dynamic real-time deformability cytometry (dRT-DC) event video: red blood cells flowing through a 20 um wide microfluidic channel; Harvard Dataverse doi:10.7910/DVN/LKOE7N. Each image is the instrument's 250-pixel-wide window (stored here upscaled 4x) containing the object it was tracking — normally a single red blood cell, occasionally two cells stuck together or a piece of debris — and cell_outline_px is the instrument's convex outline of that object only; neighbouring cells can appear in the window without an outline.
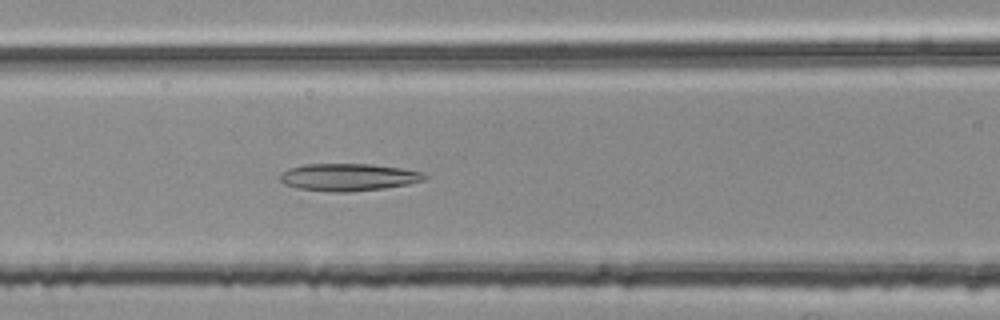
{"species": "common noctule bat (a hibernating species)", "species_latin": "Nyctalus noctula", "temperature_condition": "room temperature", "stored_images_in_passage": 39, "camera_frame_rate_fps": 3000, "um_per_image_px": 0.085, "animal": {"sex": "female", "body_mass_g": 25.1}, "frame": {"image": 1, "passage_image": 18, "time_ms": 5.667, "image_size_px": [1000, 320], "cell_outline_px": [[428, 176], [424, 180], [408, 184], [384, 188], [348, 192], [328, 192], [296, 188], [284, 184], [280, 180], [280, 176], [288, 168], [304, 164], [372, 164], [404, 168], [424, 172]], "centroid_in_image_um": [29.63, 15.06], "position_along_channel_um": 137.0, "area_um2": 23.24}}
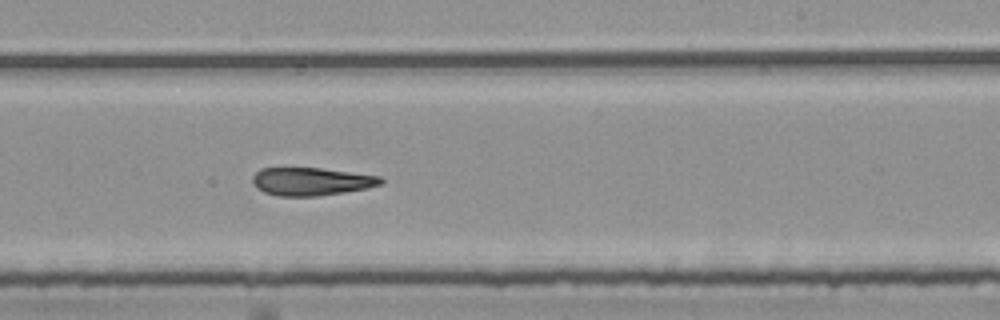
{"frame": {"image": 2, "passage_image": 28, "time_ms": 9.0, "image_size_px": [1000, 320], "cell_outline_px": [[384, 180], [380, 184], [368, 188], [344, 192], [316, 196], [276, 196], [264, 192], [256, 188], [252, 184], [252, 176], [260, 168], [320, 168], [380, 176]], "centroid_in_image_um": [26.41, 15.43], "position_along_channel_um": 262.6, "area_um2": 20.92}}
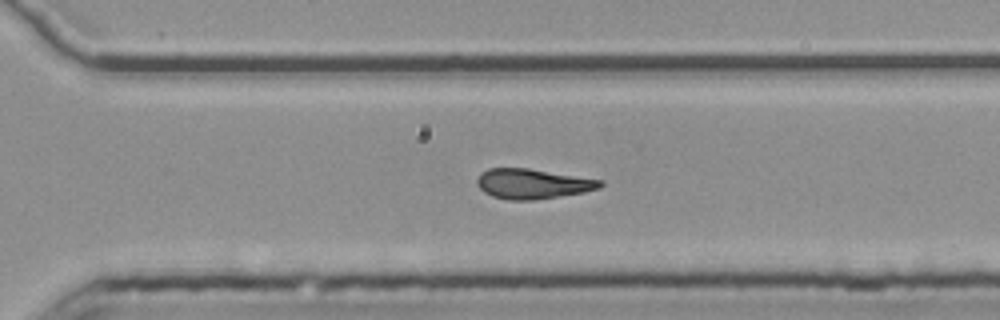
{"frame": {"image": 3, "passage_image": 33, "time_ms": 10.667, "image_size_px": [1000, 320], "cell_outline_px": [[604, 184], [600, 188], [584, 192], [536, 200], [508, 200], [492, 196], [484, 192], [476, 184], [476, 180], [480, 172], [488, 168], [528, 168], [600, 180]], "centroid_in_image_um": [45.22, 15.62], "position_along_channel_um": 325.4, "area_um2": 21.5}, "authors_computed_cell_mechanics": {"area_um2": 22.8888, "velocity_mm_per_s": 3.7759, "shape_relaxation_time_tau1_ms": null, "shape_relaxation_time_tau2_ms": 3.4818, "deformation_change_tau1": null, "deformation_change_tau2": 0.12}}